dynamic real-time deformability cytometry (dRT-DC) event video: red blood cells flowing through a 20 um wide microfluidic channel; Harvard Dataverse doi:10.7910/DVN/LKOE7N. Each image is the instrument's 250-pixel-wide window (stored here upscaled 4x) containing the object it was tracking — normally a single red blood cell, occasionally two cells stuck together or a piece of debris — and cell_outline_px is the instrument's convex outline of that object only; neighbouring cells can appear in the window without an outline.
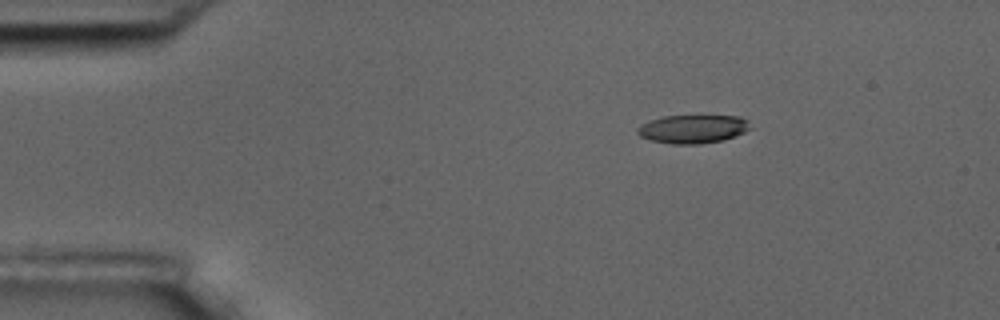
{"species": "common noctule bat (a hibernating species)", "species_latin": "Nyctalus noctula", "temperature_condition": "room temperature", "stored_images_in_passage": 15, "camera_frame_rate_fps": 3000, "um_per_image_px": 0.085, "animal": {"sex": "male", "body_mass_g": 17.5, "forearm_length_mm": 52.3}, "frame": {"image": 1, "passage_image": 3, "time_ms": 2.333, "image_size_px": [1000, 320], "cell_outline_px": [[752, 128], [744, 132], [724, 140], [700, 144], [672, 144], [652, 140], [640, 136], [636, 132], [636, 128], [640, 124], [648, 120], [664, 116], [740, 116], [748, 120]], "centroid_in_image_um": [58.88, 10.96], "position_along_channel_um": 26.1, "area_um2": 18.84}}
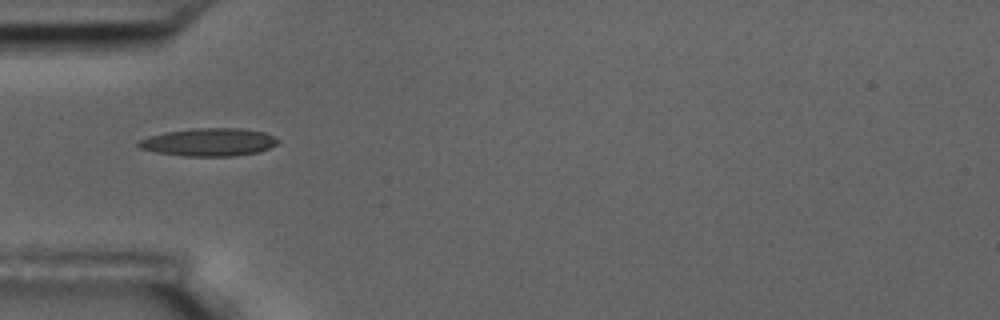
{"frame": {"image": 2, "passage_image": 5, "time_ms": 5.333, "image_size_px": [1000, 320], "cell_outline_px": [[280, 140], [276, 144], [268, 148], [256, 152], [236, 156], [184, 156], [156, 152], [140, 148], [136, 144], [136, 140], [148, 136], [164, 132], [192, 128], [240, 128], [264, 132]], "centroid_in_image_um": [17.7, 12.07], "position_along_channel_um": 67.3, "area_um2": 22.72}}
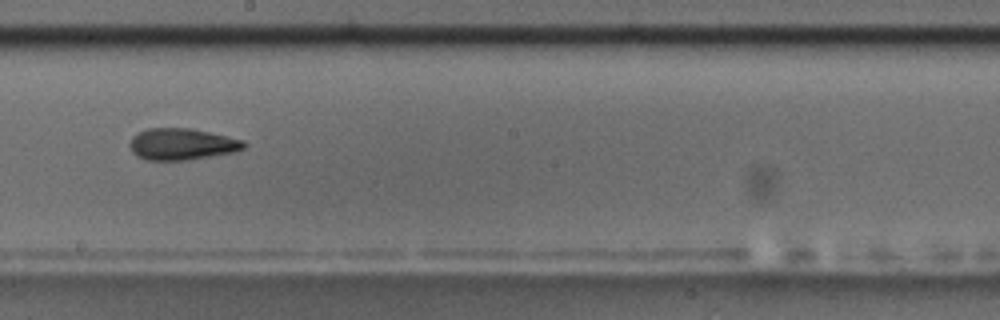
{"frame": {"image": 3, "passage_image": 9, "time_ms": 10.0, "image_size_px": [1000, 320], "cell_outline_px": [[248, 144], [244, 148], [232, 152], [188, 160], [144, 160], [136, 156], [132, 152], [128, 144], [132, 136], [136, 132], [148, 128], [192, 128], [244, 140]], "centroid_in_image_um": [15.41, 12.25], "position_along_channel_um": 232.8, "area_um2": 21.21}, "authors_computed_cell_mechanics": {"area_um2": 20.4034, "velocity_mm_per_s": 3.5567, "shape_relaxation_time_tau1_ms": 4.1187, "shape_relaxation_time_tau2_ms": 2.4588, "deformation_change_tau1": 0.1669, "deformation_change_tau2": 0.1088}}